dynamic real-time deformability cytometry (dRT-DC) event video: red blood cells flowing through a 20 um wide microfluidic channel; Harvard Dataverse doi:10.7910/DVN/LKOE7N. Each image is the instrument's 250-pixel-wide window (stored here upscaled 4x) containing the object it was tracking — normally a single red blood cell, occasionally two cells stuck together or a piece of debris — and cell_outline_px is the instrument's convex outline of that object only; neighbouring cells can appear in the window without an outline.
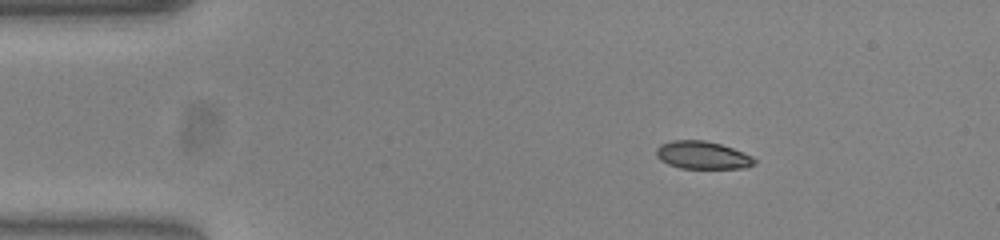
{"species": "common noctule bat (a hibernating species)", "species_latin": "Nyctalus noctula", "temperature_condition": "warm", "stored_images_in_passage": 46, "camera_frame_rate_fps": 3000, "um_per_image_px": 0.085, "animal": {"sex": "female", "body_mass_g": 23.0, "forearm_length_mm": 53.4}, "frame": {"image": 1, "passage_image": 1, "time_ms": 0.0, "image_size_px": [1000, 240], "cell_outline_px": [[756, 164], [744, 168], [680, 168], [668, 164], [660, 160], [656, 156], [656, 148], [660, 144], [672, 140], [704, 140], [720, 144], [732, 148], [752, 156], [756, 160]], "centroid_in_image_um": [59.69, 13.19], "position_along_channel_um": 25.3, "area_um2": 15.9}}
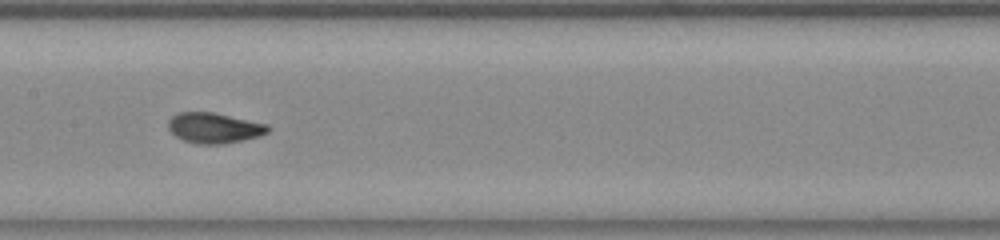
{"frame": {"image": 2, "passage_image": 19, "time_ms": 6.0, "image_size_px": [1000, 240], "cell_outline_px": [[272, 128], [268, 132], [260, 136], [220, 144], [200, 144], [184, 140], [176, 136], [168, 128], [168, 120], [172, 116], [180, 112], [216, 112], [268, 124]], "centroid_in_image_um": [18.23, 10.85], "position_along_channel_um": 189.2, "area_um2": 17.69}}
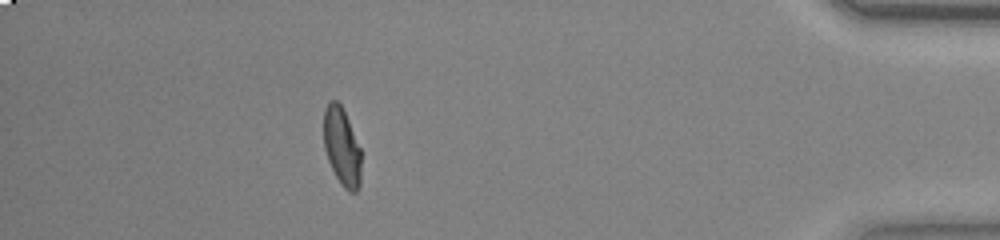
{"frame": {"image": 3, "passage_image": 40, "time_ms": 13.0, "image_size_px": [1000, 240], "cell_outline_px": [[360, 184], [356, 192], [348, 192], [344, 188], [336, 176], [328, 160], [324, 148], [324, 112], [328, 100], [336, 100], [340, 104], [348, 120], [360, 148]], "centroid_in_image_um": [29.04, 12.47], "position_along_channel_um": 406.2, "area_um2": 16.82}, "authors_computed_cell_mechanics": {"area_um2": 17.34, "velocity_mm_per_s": 3.863, "shape_relaxation_time_tau1_ms": 8.3738, "shape_relaxation_time_tau2_ms": 0.6956, "deformation_change_tau1": 0.2285, "deformation_change_tau2": 0.0485}}